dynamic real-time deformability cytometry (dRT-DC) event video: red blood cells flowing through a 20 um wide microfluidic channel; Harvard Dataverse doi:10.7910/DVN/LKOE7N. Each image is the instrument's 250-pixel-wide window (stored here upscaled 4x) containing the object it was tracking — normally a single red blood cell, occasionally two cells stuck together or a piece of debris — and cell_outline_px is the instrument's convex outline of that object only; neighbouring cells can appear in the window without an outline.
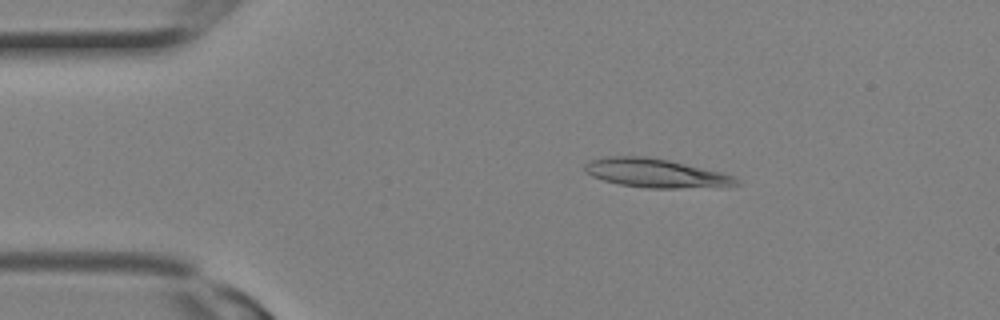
{"species": "Egyptian fruit bat (a non-hibernating species)", "species_latin": "Rousettus aegyptiacus", "temperature_condition": "room temperature", "stored_images_in_passage": 3, "camera_frame_rate_fps": 3000, "um_per_image_px": 0.085, "animal": {"sex": "female"}, "frame": {"image": 1, "passage_image": 2, "time_ms": 0.333, "image_size_px": [1000, 320], "cell_outline_px": [[744, 184], [680, 188], [648, 188], [620, 184], [604, 180], [592, 176], [584, 172], [584, 164], [588, 160], [604, 156], [644, 156], [668, 160], [720, 172], [732, 176]], "centroid_in_image_um": [55.64, 14.7], "position_along_channel_um": 29.4, "area_um2": 25.14}}